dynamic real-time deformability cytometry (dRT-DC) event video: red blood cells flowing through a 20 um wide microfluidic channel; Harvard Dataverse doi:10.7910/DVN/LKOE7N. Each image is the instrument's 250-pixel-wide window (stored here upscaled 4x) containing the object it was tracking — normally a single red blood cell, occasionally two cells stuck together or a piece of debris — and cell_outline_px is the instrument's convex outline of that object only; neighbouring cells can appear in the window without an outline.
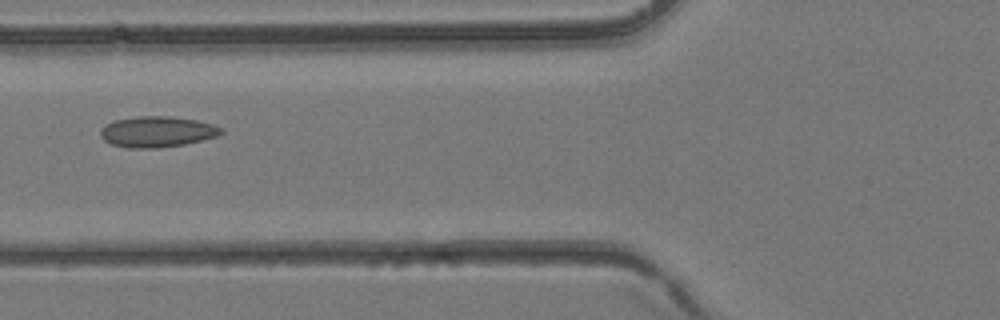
{"species": "common noctule bat (a hibernating species)", "species_latin": "Nyctalus noctula", "temperature_condition": "room temperature", "stored_images_in_passage": 5, "camera_frame_rate_fps": 3000, "um_per_image_px": 0.085, "animal": {"sex": "female", "body_mass_g": 24.6, "forearm_length_mm": 56.2}, "frame": {"image": 1, "passage_image": 5, "time_ms": 1.333, "image_size_px": [1000, 320], "cell_outline_px": [[224, 132], [216, 136], [184, 144], [160, 148], [128, 148], [112, 144], [104, 140], [100, 136], [100, 128], [104, 124], [116, 120], [136, 116], [172, 116], [196, 120], [212, 124], [224, 128]], "centroid_in_image_um": [13.33, 11.19], "position_along_channel_um": 112.5, "area_um2": 21.79}}